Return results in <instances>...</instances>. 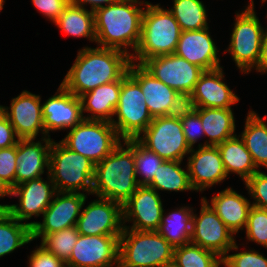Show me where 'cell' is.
Listing matches in <instances>:
<instances>
[{"mask_svg": "<svg viewBox=\"0 0 267 267\" xmlns=\"http://www.w3.org/2000/svg\"><path fill=\"white\" fill-rule=\"evenodd\" d=\"M155 78L181 93H192L204 70L175 54L159 55L141 64Z\"/></svg>", "mask_w": 267, "mask_h": 267, "instance_id": "5bb4252c", "label": "cell"}, {"mask_svg": "<svg viewBox=\"0 0 267 267\" xmlns=\"http://www.w3.org/2000/svg\"><path fill=\"white\" fill-rule=\"evenodd\" d=\"M60 140L71 151L91 160L95 165L121 142L111 122L83 119Z\"/></svg>", "mask_w": 267, "mask_h": 267, "instance_id": "ba28073f", "label": "cell"}, {"mask_svg": "<svg viewBox=\"0 0 267 267\" xmlns=\"http://www.w3.org/2000/svg\"><path fill=\"white\" fill-rule=\"evenodd\" d=\"M245 186L254 199L252 205L267 210V174L261 170L255 172L245 182Z\"/></svg>", "mask_w": 267, "mask_h": 267, "instance_id": "ab89813d", "label": "cell"}, {"mask_svg": "<svg viewBox=\"0 0 267 267\" xmlns=\"http://www.w3.org/2000/svg\"><path fill=\"white\" fill-rule=\"evenodd\" d=\"M87 194L56 192L51 204L43 212L41 222L33 221L32 241L62 229L76 226Z\"/></svg>", "mask_w": 267, "mask_h": 267, "instance_id": "9a60e30c", "label": "cell"}, {"mask_svg": "<svg viewBox=\"0 0 267 267\" xmlns=\"http://www.w3.org/2000/svg\"><path fill=\"white\" fill-rule=\"evenodd\" d=\"M126 141L135 149V170L136 176L139 177L137 178L138 184L148 185L164 160L155 152L145 148L137 139H127Z\"/></svg>", "mask_w": 267, "mask_h": 267, "instance_id": "8d00e7d4", "label": "cell"}, {"mask_svg": "<svg viewBox=\"0 0 267 267\" xmlns=\"http://www.w3.org/2000/svg\"><path fill=\"white\" fill-rule=\"evenodd\" d=\"M197 111L195 99L191 93H177L166 116L174 119H184Z\"/></svg>", "mask_w": 267, "mask_h": 267, "instance_id": "60d3db41", "label": "cell"}, {"mask_svg": "<svg viewBox=\"0 0 267 267\" xmlns=\"http://www.w3.org/2000/svg\"><path fill=\"white\" fill-rule=\"evenodd\" d=\"M29 261V262H28ZM28 267H66V264L41 245L30 253Z\"/></svg>", "mask_w": 267, "mask_h": 267, "instance_id": "ee69618b", "label": "cell"}, {"mask_svg": "<svg viewBox=\"0 0 267 267\" xmlns=\"http://www.w3.org/2000/svg\"><path fill=\"white\" fill-rule=\"evenodd\" d=\"M196 112L200 116L204 135L209 138L202 146H217L237 135L232 108H197Z\"/></svg>", "mask_w": 267, "mask_h": 267, "instance_id": "4316f807", "label": "cell"}, {"mask_svg": "<svg viewBox=\"0 0 267 267\" xmlns=\"http://www.w3.org/2000/svg\"><path fill=\"white\" fill-rule=\"evenodd\" d=\"M145 0H118L94 12L96 44L132 56L140 41ZM139 5V6H138ZM134 51L132 53L129 50ZM133 49V50H132Z\"/></svg>", "mask_w": 267, "mask_h": 267, "instance_id": "7a4b0ae2", "label": "cell"}, {"mask_svg": "<svg viewBox=\"0 0 267 267\" xmlns=\"http://www.w3.org/2000/svg\"><path fill=\"white\" fill-rule=\"evenodd\" d=\"M128 74L140 85L151 116H166L178 92L155 78L141 64L131 61Z\"/></svg>", "mask_w": 267, "mask_h": 267, "instance_id": "cb8c5ba5", "label": "cell"}, {"mask_svg": "<svg viewBox=\"0 0 267 267\" xmlns=\"http://www.w3.org/2000/svg\"><path fill=\"white\" fill-rule=\"evenodd\" d=\"M173 210L169 213L164 212L157 232L174 248H177L190 243L195 209L189 206H179Z\"/></svg>", "mask_w": 267, "mask_h": 267, "instance_id": "f546056e", "label": "cell"}, {"mask_svg": "<svg viewBox=\"0 0 267 267\" xmlns=\"http://www.w3.org/2000/svg\"><path fill=\"white\" fill-rule=\"evenodd\" d=\"M35 139H19L16 145L15 186L49 174L50 147L53 139L49 137Z\"/></svg>", "mask_w": 267, "mask_h": 267, "instance_id": "7402d4cb", "label": "cell"}, {"mask_svg": "<svg viewBox=\"0 0 267 267\" xmlns=\"http://www.w3.org/2000/svg\"><path fill=\"white\" fill-rule=\"evenodd\" d=\"M183 161H163L158 167V171L155 172L153 180L147 185L157 192L169 191V192H186L194 191L190 180L188 169L186 165V171L181 167Z\"/></svg>", "mask_w": 267, "mask_h": 267, "instance_id": "1f68e13d", "label": "cell"}, {"mask_svg": "<svg viewBox=\"0 0 267 267\" xmlns=\"http://www.w3.org/2000/svg\"><path fill=\"white\" fill-rule=\"evenodd\" d=\"M78 237L79 232L77 227L73 226L51 234H46L41 239L40 245L66 264L70 260L73 247Z\"/></svg>", "mask_w": 267, "mask_h": 267, "instance_id": "d590c367", "label": "cell"}, {"mask_svg": "<svg viewBox=\"0 0 267 267\" xmlns=\"http://www.w3.org/2000/svg\"><path fill=\"white\" fill-rule=\"evenodd\" d=\"M131 57L125 52L103 47H83L61 85L80 97L98 86L119 80L127 71Z\"/></svg>", "mask_w": 267, "mask_h": 267, "instance_id": "6da1fadb", "label": "cell"}, {"mask_svg": "<svg viewBox=\"0 0 267 267\" xmlns=\"http://www.w3.org/2000/svg\"><path fill=\"white\" fill-rule=\"evenodd\" d=\"M3 113L14 127L19 139H37L47 137L43 125V112L40 95L23 90L11 99L10 106H3Z\"/></svg>", "mask_w": 267, "mask_h": 267, "instance_id": "ac0fdd59", "label": "cell"}, {"mask_svg": "<svg viewBox=\"0 0 267 267\" xmlns=\"http://www.w3.org/2000/svg\"><path fill=\"white\" fill-rule=\"evenodd\" d=\"M139 186L135 170V149L126 140H122L95 165L91 194L123 205Z\"/></svg>", "mask_w": 267, "mask_h": 267, "instance_id": "3957f363", "label": "cell"}, {"mask_svg": "<svg viewBox=\"0 0 267 267\" xmlns=\"http://www.w3.org/2000/svg\"><path fill=\"white\" fill-rule=\"evenodd\" d=\"M16 169V145L0 149V178L12 188L15 187Z\"/></svg>", "mask_w": 267, "mask_h": 267, "instance_id": "b9f144b4", "label": "cell"}, {"mask_svg": "<svg viewBox=\"0 0 267 267\" xmlns=\"http://www.w3.org/2000/svg\"><path fill=\"white\" fill-rule=\"evenodd\" d=\"M227 176L238 175L246 182L255 172L259 171L240 136L235 135L217 145Z\"/></svg>", "mask_w": 267, "mask_h": 267, "instance_id": "83f0119b", "label": "cell"}, {"mask_svg": "<svg viewBox=\"0 0 267 267\" xmlns=\"http://www.w3.org/2000/svg\"><path fill=\"white\" fill-rule=\"evenodd\" d=\"M192 148L187 158V169L191 186L196 192H203L228 178L217 146Z\"/></svg>", "mask_w": 267, "mask_h": 267, "instance_id": "d6986e66", "label": "cell"}, {"mask_svg": "<svg viewBox=\"0 0 267 267\" xmlns=\"http://www.w3.org/2000/svg\"><path fill=\"white\" fill-rule=\"evenodd\" d=\"M94 170L95 164L91 160L71 151L61 141H52L49 175L57 192L91 195Z\"/></svg>", "mask_w": 267, "mask_h": 267, "instance_id": "5b68a950", "label": "cell"}, {"mask_svg": "<svg viewBox=\"0 0 267 267\" xmlns=\"http://www.w3.org/2000/svg\"><path fill=\"white\" fill-rule=\"evenodd\" d=\"M168 9L182 31L201 30L209 27L206 6L201 0H173Z\"/></svg>", "mask_w": 267, "mask_h": 267, "instance_id": "836d02e7", "label": "cell"}, {"mask_svg": "<svg viewBox=\"0 0 267 267\" xmlns=\"http://www.w3.org/2000/svg\"><path fill=\"white\" fill-rule=\"evenodd\" d=\"M136 139L164 161H183L191 151L183 133L181 120L167 116L154 117Z\"/></svg>", "mask_w": 267, "mask_h": 267, "instance_id": "30bf717a", "label": "cell"}, {"mask_svg": "<svg viewBox=\"0 0 267 267\" xmlns=\"http://www.w3.org/2000/svg\"><path fill=\"white\" fill-rule=\"evenodd\" d=\"M181 123L186 142L192 149L194 148L195 143H197L198 140H201L199 139L200 137H205L200 116L195 112L190 116L181 119Z\"/></svg>", "mask_w": 267, "mask_h": 267, "instance_id": "7bdbcfd3", "label": "cell"}, {"mask_svg": "<svg viewBox=\"0 0 267 267\" xmlns=\"http://www.w3.org/2000/svg\"><path fill=\"white\" fill-rule=\"evenodd\" d=\"M120 92L121 78L98 86L80 96L84 119L111 122L114 119ZM86 112H88L87 116L84 115Z\"/></svg>", "mask_w": 267, "mask_h": 267, "instance_id": "484cf974", "label": "cell"}, {"mask_svg": "<svg viewBox=\"0 0 267 267\" xmlns=\"http://www.w3.org/2000/svg\"><path fill=\"white\" fill-rule=\"evenodd\" d=\"M238 247L236 242L229 250V252L236 251V253L229 254L228 252L222 258L223 267H267V258L262 253L255 249H244V251L238 252Z\"/></svg>", "mask_w": 267, "mask_h": 267, "instance_id": "f35d334b", "label": "cell"}, {"mask_svg": "<svg viewBox=\"0 0 267 267\" xmlns=\"http://www.w3.org/2000/svg\"><path fill=\"white\" fill-rule=\"evenodd\" d=\"M17 137L14 127L4 113L0 115V149L17 145Z\"/></svg>", "mask_w": 267, "mask_h": 267, "instance_id": "bcb514c9", "label": "cell"}, {"mask_svg": "<svg viewBox=\"0 0 267 267\" xmlns=\"http://www.w3.org/2000/svg\"><path fill=\"white\" fill-rule=\"evenodd\" d=\"M181 32L168 9L148 2L142 16L140 41L131 61L142 64L151 57L174 54Z\"/></svg>", "mask_w": 267, "mask_h": 267, "instance_id": "277c9868", "label": "cell"}, {"mask_svg": "<svg viewBox=\"0 0 267 267\" xmlns=\"http://www.w3.org/2000/svg\"><path fill=\"white\" fill-rule=\"evenodd\" d=\"M120 235H81L66 267H113L119 259Z\"/></svg>", "mask_w": 267, "mask_h": 267, "instance_id": "e0dca14e", "label": "cell"}, {"mask_svg": "<svg viewBox=\"0 0 267 267\" xmlns=\"http://www.w3.org/2000/svg\"><path fill=\"white\" fill-rule=\"evenodd\" d=\"M31 241L30 226L15 219L8 211L0 216V258Z\"/></svg>", "mask_w": 267, "mask_h": 267, "instance_id": "d6a6232c", "label": "cell"}, {"mask_svg": "<svg viewBox=\"0 0 267 267\" xmlns=\"http://www.w3.org/2000/svg\"><path fill=\"white\" fill-rule=\"evenodd\" d=\"M83 203L76 227L81 235H121L123 231L122 205L116 201L97 197Z\"/></svg>", "mask_w": 267, "mask_h": 267, "instance_id": "2e32d148", "label": "cell"}, {"mask_svg": "<svg viewBox=\"0 0 267 267\" xmlns=\"http://www.w3.org/2000/svg\"><path fill=\"white\" fill-rule=\"evenodd\" d=\"M200 203L199 215L193 211L190 242L223 258L236 243L235 236L202 198Z\"/></svg>", "mask_w": 267, "mask_h": 267, "instance_id": "8fae6325", "label": "cell"}, {"mask_svg": "<svg viewBox=\"0 0 267 267\" xmlns=\"http://www.w3.org/2000/svg\"><path fill=\"white\" fill-rule=\"evenodd\" d=\"M244 230L248 241L267 248V210L252 205Z\"/></svg>", "mask_w": 267, "mask_h": 267, "instance_id": "74e56055", "label": "cell"}, {"mask_svg": "<svg viewBox=\"0 0 267 267\" xmlns=\"http://www.w3.org/2000/svg\"><path fill=\"white\" fill-rule=\"evenodd\" d=\"M56 192L55 185L49 174H47V180L41 176L25 181L15 186L12 190V197H17L19 204H10L7 207V211L15 219L32 228L33 222H28V220L33 216L39 217L43 215Z\"/></svg>", "mask_w": 267, "mask_h": 267, "instance_id": "7c38bea8", "label": "cell"}, {"mask_svg": "<svg viewBox=\"0 0 267 267\" xmlns=\"http://www.w3.org/2000/svg\"><path fill=\"white\" fill-rule=\"evenodd\" d=\"M131 267V266H128L126 264H124L120 259H118V261L113 265V267Z\"/></svg>", "mask_w": 267, "mask_h": 267, "instance_id": "f5cc1de1", "label": "cell"}, {"mask_svg": "<svg viewBox=\"0 0 267 267\" xmlns=\"http://www.w3.org/2000/svg\"><path fill=\"white\" fill-rule=\"evenodd\" d=\"M5 3V0H0V12L2 11L3 7H4V4Z\"/></svg>", "mask_w": 267, "mask_h": 267, "instance_id": "db71d44e", "label": "cell"}, {"mask_svg": "<svg viewBox=\"0 0 267 267\" xmlns=\"http://www.w3.org/2000/svg\"><path fill=\"white\" fill-rule=\"evenodd\" d=\"M54 24L71 37H84L96 43L94 12L87 8L70 2Z\"/></svg>", "mask_w": 267, "mask_h": 267, "instance_id": "4dcf8cb0", "label": "cell"}, {"mask_svg": "<svg viewBox=\"0 0 267 267\" xmlns=\"http://www.w3.org/2000/svg\"><path fill=\"white\" fill-rule=\"evenodd\" d=\"M248 4L245 9L235 13L230 42L223 51L231 54L232 60L243 74H249L257 66L265 30L254 10V0H250Z\"/></svg>", "mask_w": 267, "mask_h": 267, "instance_id": "8992f818", "label": "cell"}, {"mask_svg": "<svg viewBox=\"0 0 267 267\" xmlns=\"http://www.w3.org/2000/svg\"><path fill=\"white\" fill-rule=\"evenodd\" d=\"M173 260L180 267H220L222 258L199 245L187 243L174 248Z\"/></svg>", "mask_w": 267, "mask_h": 267, "instance_id": "e575fe53", "label": "cell"}, {"mask_svg": "<svg viewBox=\"0 0 267 267\" xmlns=\"http://www.w3.org/2000/svg\"><path fill=\"white\" fill-rule=\"evenodd\" d=\"M216 213L234 235L244 230L247 224L249 210L252 206L250 199L239 194L233 188L227 187L214 195L210 203L206 197H201Z\"/></svg>", "mask_w": 267, "mask_h": 267, "instance_id": "d4e9b609", "label": "cell"}, {"mask_svg": "<svg viewBox=\"0 0 267 267\" xmlns=\"http://www.w3.org/2000/svg\"><path fill=\"white\" fill-rule=\"evenodd\" d=\"M42 112L45 134L49 138L50 131L72 129L84 119L80 97L61 84L57 92L42 103Z\"/></svg>", "mask_w": 267, "mask_h": 267, "instance_id": "ffe728a7", "label": "cell"}, {"mask_svg": "<svg viewBox=\"0 0 267 267\" xmlns=\"http://www.w3.org/2000/svg\"><path fill=\"white\" fill-rule=\"evenodd\" d=\"M111 124L124 141L136 139L152 122L140 85L128 74L121 77V92Z\"/></svg>", "mask_w": 267, "mask_h": 267, "instance_id": "9c48e42d", "label": "cell"}, {"mask_svg": "<svg viewBox=\"0 0 267 267\" xmlns=\"http://www.w3.org/2000/svg\"><path fill=\"white\" fill-rule=\"evenodd\" d=\"M254 70L262 74L267 73V28L263 32L260 56L258 59V64Z\"/></svg>", "mask_w": 267, "mask_h": 267, "instance_id": "7dc6e473", "label": "cell"}, {"mask_svg": "<svg viewBox=\"0 0 267 267\" xmlns=\"http://www.w3.org/2000/svg\"><path fill=\"white\" fill-rule=\"evenodd\" d=\"M174 247L157 231L123 229L119 259L131 267H159L173 260Z\"/></svg>", "mask_w": 267, "mask_h": 267, "instance_id": "52a82bcc", "label": "cell"}, {"mask_svg": "<svg viewBox=\"0 0 267 267\" xmlns=\"http://www.w3.org/2000/svg\"><path fill=\"white\" fill-rule=\"evenodd\" d=\"M9 204H0V216H2L6 211Z\"/></svg>", "mask_w": 267, "mask_h": 267, "instance_id": "816d5d0a", "label": "cell"}, {"mask_svg": "<svg viewBox=\"0 0 267 267\" xmlns=\"http://www.w3.org/2000/svg\"><path fill=\"white\" fill-rule=\"evenodd\" d=\"M159 267H180V266L174 260H171V261L165 262Z\"/></svg>", "mask_w": 267, "mask_h": 267, "instance_id": "f907efd6", "label": "cell"}, {"mask_svg": "<svg viewBox=\"0 0 267 267\" xmlns=\"http://www.w3.org/2000/svg\"><path fill=\"white\" fill-rule=\"evenodd\" d=\"M223 67L204 71L192 91L197 108L229 109L240 97L224 82Z\"/></svg>", "mask_w": 267, "mask_h": 267, "instance_id": "603a6c76", "label": "cell"}, {"mask_svg": "<svg viewBox=\"0 0 267 267\" xmlns=\"http://www.w3.org/2000/svg\"><path fill=\"white\" fill-rule=\"evenodd\" d=\"M118 0H70L71 3L86 8L85 6L90 5V11L95 12L97 9L115 3ZM105 4V5H104Z\"/></svg>", "mask_w": 267, "mask_h": 267, "instance_id": "c3c4849f", "label": "cell"}, {"mask_svg": "<svg viewBox=\"0 0 267 267\" xmlns=\"http://www.w3.org/2000/svg\"><path fill=\"white\" fill-rule=\"evenodd\" d=\"M247 150L250 152L256 168L267 169V122L266 115L261 118L255 111L249 110L244 130L239 134Z\"/></svg>", "mask_w": 267, "mask_h": 267, "instance_id": "f1b7e54d", "label": "cell"}, {"mask_svg": "<svg viewBox=\"0 0 267 267\" xmlns=\"http://www.w3.org/2000/svg\"><path fill=\"white\" fill-rule=\"evenodd\" d=\"M160 196L153 188L140 185L122 205L123 229L157 231L165 212ZM127 222H133L132 226Z\"/></svg>", "mask_w": 267, "mask_h": 267, "instance_id": "4fadbf2b", "label": "cell"}, {"mask_svg": "<svg viewBox=\"0 0 267 267\" xmlns=\"http://www.w3.org/2000/svg\"><path fill=\"white\" fill-rule=\"evenodd\" d=\"M31 2L39 13L54 23L70 0H31Z\"/></svg>", "mask_w": 267, "mask_h": 267, "instance_id": "f6af8a7d", "label": "cell"}, {"mask_svg": "<svg viewBox=\"0 0 267 267\" xmlns=\"http://www.w3.org/2000/svg\"><path fill=\"white\" fill-rule=\"evenodd\" d=\"M12 190L13 188L3 179L0 178V198H3L5 196L11 197Z\"/></svg>", "mask_w": 267, "mask_h": 267, "instance_id": "681fc988", "label": "cell"}, {"mask_svg": "<svg viewBox=\"0 0 267 267\" xmlns=\"http://www.w3.org/2000/svg\"><path fill=\"white\" fill-rule=\"evenodd\" d=\"M218 49L207 27L182 31L174 54L204 71H210L222 67Z\"/></svg>", "mask_w": 267, "mask_h": 267, "instance_id": "44dd1931", "label": "cell"}, {"mask_svg": "<svg viewBox=\"0 0 267 267\" xmlns=\"http://www.w3.org/2000/svg\"><path fill=\"white\" fill-rule=\"evenodd\" d=\"M3 113V105H0V115Z\"/></svg>", "mask_w": 267, "mask_h": 267, "instance_id": "11a10c76", "label": "cell"}]
</instances>
